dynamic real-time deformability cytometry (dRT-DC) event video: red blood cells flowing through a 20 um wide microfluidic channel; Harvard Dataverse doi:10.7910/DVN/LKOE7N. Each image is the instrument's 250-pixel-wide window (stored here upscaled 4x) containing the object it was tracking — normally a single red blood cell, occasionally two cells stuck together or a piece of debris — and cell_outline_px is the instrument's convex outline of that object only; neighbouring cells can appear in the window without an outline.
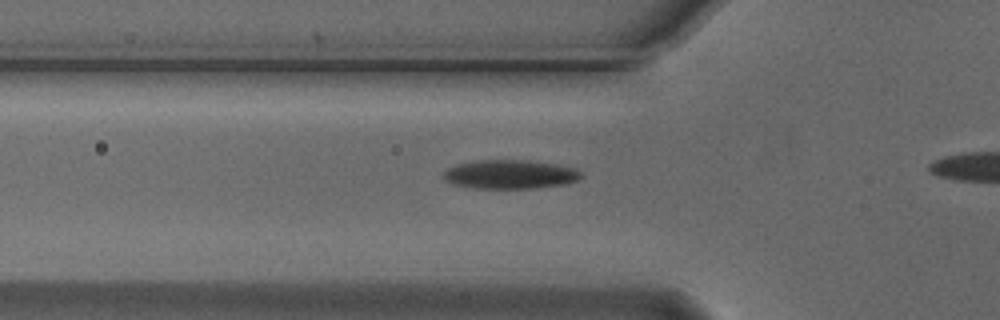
{"species": "Egyptian fruit bat (a non-hibernating species)", "species_latin": "Rousettus aegyptiacus", "temperature_condition": "cold", "stored_images_in_passage": 34, "camera_frame_rate_fps": 3000, "um_per_image_px": 0.085, "animal": {"sex": "male"}, "frame": {"image": 1, "passage_image": 8, "time_ms": 2.333, "image_size_px": [1000, 320], "cell_outline_px": [[584, 176], [580, 180], [568, 184], [536, 188], [476, 188], [456, 184], [444, 180], [444, 172], [448, 168], [456, 164], [480, 160], [528, 160], [556, 164], [576, 168]], "centroid_in_image_um": [43.44, 14.82], "position_along_channel_um": 82.4, "area_um2": 23.29}}
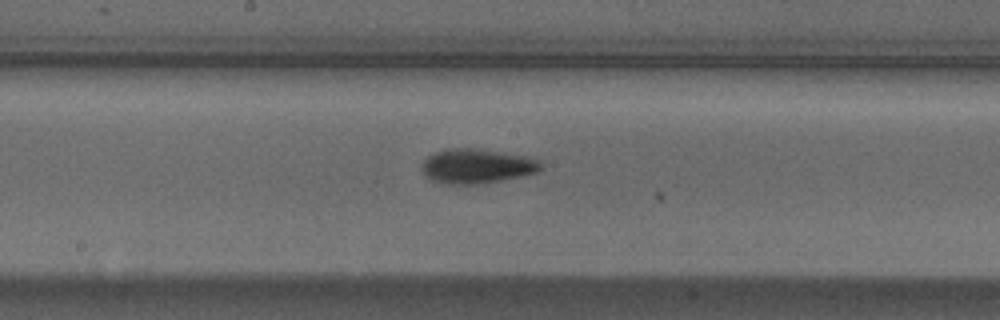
{"frame": {"image": 2, "passage_image": 18, "time_ms": 5.667, "image_size_px": [1000, 320], "cell_outline_px": [[544, 168], [540, 172], [484, 184], [444, 184], [432, 180], [420, 168], [420, 164], [428, 156], [436, 152], [452, 148], [472, 148], [528, 156], [540, 160], [544, 164]], "centroid_in_image_um": [40.59, 14.13], "position_along_channel_um": 207.6, "area_um2": 24.22}}
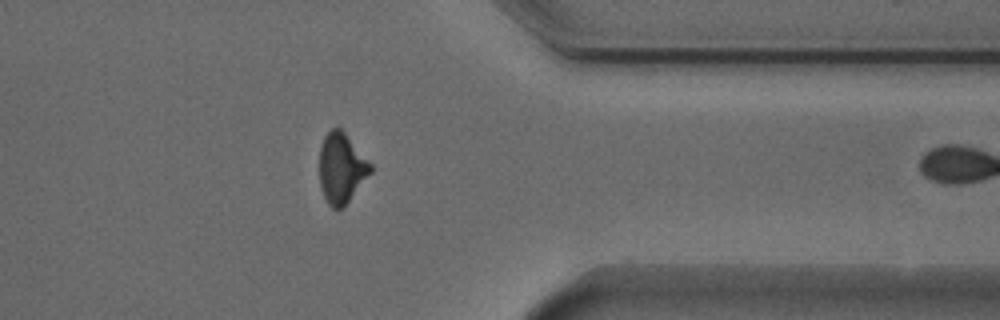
{"frame": {"image": 3, "passage_image": 33, "time_ms": 10.667, "image_size_px": [1000, 320], "cell_outline_px": [[372, 172], [344, 208], [332, 208], [328, 204], [320, 188], [320, 148], [324, 136], [332, 128], [340, 128], [344, 132], [372, 164]], "centroid_in_image_um": [29.03, 14.32], "position_along_channel_um": 382.4, "area_um2": 20.92}}